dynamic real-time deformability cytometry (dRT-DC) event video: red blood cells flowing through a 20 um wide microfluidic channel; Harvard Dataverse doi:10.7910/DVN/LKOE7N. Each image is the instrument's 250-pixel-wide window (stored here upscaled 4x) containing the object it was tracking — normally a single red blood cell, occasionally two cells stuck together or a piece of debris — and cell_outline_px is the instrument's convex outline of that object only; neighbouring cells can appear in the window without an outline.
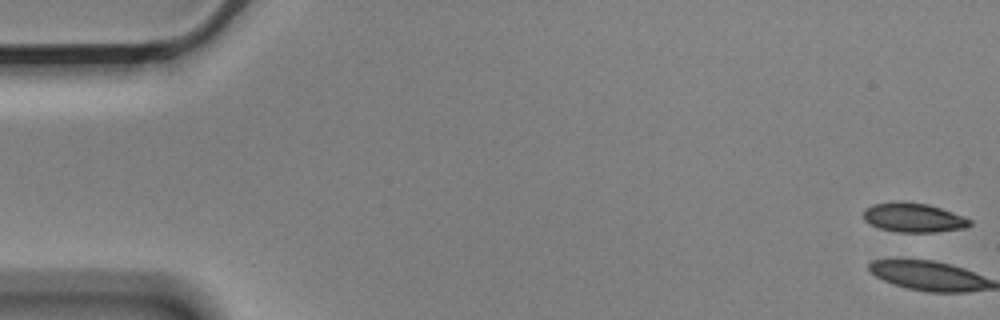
{"species": "Egyptian fruit bat (a non-hibernating species)", "species_latin": "Rousettus aegyptiacus", "temperature_condition": "cold", "stored_images_in_passage": 5, "camera_frame_rate_fps": 3000, "um_per_image_px": 0.085, "animal": {"sex": "male"}, "frame": {"image": 1, "passage_image": 1, "time_ms": 0.0, "image_size_px": [1000, 320], "cell_outline_px": [[972, 224], [968, 228], [936, 232], [896, 232], [876, 228], [868, 224], [864, 220], [864, 208], [872, 204], [928, 204], [952, 212], [972, 220]], "centroid_in_image_um": [77.67, 18.55], "position_along_channel_um": 7.3, "area_um2": 17.74}}